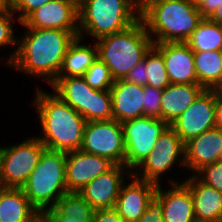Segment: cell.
<instances>
[{
    "mask_svg": "<svg viewBox=\"0 0 222 222\" xmlns=\"http://www.w3.org/2000/svg\"><path fill=\"white\" fill-rule=\"evenodd\" d=\"M27 29L17 40L16 50L7 59V66L27 73L32 77H43L51 85L57 78L69 45L79 31L62 29Z\"/></svg>",
    "mask_w": 222,
    "mask_h": 222,
    "instance_id": "1",
    "label": "cell"
},
{
    "mask_svg": "<svg viewBox=\"0 0 222 222\" xmlns=\"http://www.w3.org/2000/svg\"><path fill=\"white\" fill-rule=\"evenodd\" d=\"M54 93L75 109L87 122L112 120L110 90H96L81 77H57Z\"/></svg>",
    "mask_w": 222,
    "mask_h": 222,
    "instance_id": "7",
    "label": "cell"
},
{
    "mask_svg": "<svg viewBox=\"0 0 222 222\" xmlns=\"http://www.w3.org/2000/svg\"><path fill=\"white\" fill-rule=\"evenodd\" d=\"M81 40L82 38L76 37L69 45L57 77H81L98 59L96 43L90 47L91 45H80Z\"/></svg>",
    "mask_w": 222,
    "mask_h": 222,
    "instance_id": "24",
    "label": "cell"
},
{
    "mask_svg": "<svg viewBox=\"0 0 222 222\" xmlns=\"http://www.w3.org/2000/svg\"><path fill=\"white\" fill-rule=\"evenodd\" d=\"M3 148V182L7 188H22L39 163L45 145L38 138Z\"/></svg>",
    "mask_w": 222,
    "mask_h": 222,
    "instance_id": "11",
    "label": "cell"
},
{
    "mask_svg": "<svg viewBox=\"0 0 222 222\" xmlns=\"http://www.w3.org/2000/svg\"><path fill=\"white\" fill-rule=\"evenodd\" d=\"M216 90H204L170 127L185 144L215 127Z\"/></svg>",
    "mask_w": 222,
    "mask_h": 222,
    "instance_id": "12",
    "label": "cell"
},
{
    "mask_svg": "<svg viewBox=\"0 0 222 222\" xmlns=\"http://www.w3.org/2000/svg\"><path fill=\"white\" fill-rule=\"evenodd\" d=\"M183 183L190 189L196 222H222V193L194 174Z\"/></svg>",
    "mask_w": 222,
    "mask_h": 222,
    "instance_id": "21",
    "label": "cell"
},
{
    "mask_svg": "<svg viewBox=\"0 0 222 222\" xmlns=\"http://www.w3.org/2000/svg\"><path fill=\"white\" fill-rule=\"evenodd\" d=\"M127 171L129 172H126ZM132 172L124 165H114L106 173L97 176L78 193L96 209L114 208L120 189L125 181L124 175Z\"/></svg>",
    "mask_w": 222,
    "mask_h": 222,
    "instance_id": "15",
    "label": "cell"
},
{
    "mask_svg": "<svg viewBox=\"0 0 222 222\" xmlns=\"http://www.w3.org/2000/svg\"><path fill=\"white\" fill-rule=\"evenodd\" d=\"M193 53L198 84L205 90H222V51Z\"/></svg>",
    "mask_w": 222,
    "mask_h": 222,
    "instance_id": "25",
    "label": "cell"
},
{
    "mask_svg": "<svg viewBox=\"0 0 222 222\" xmlns=\"http://www.w3.org/2000/svg\"><path fill=\"white\" fill-rule=\"evenodd\" d=\"M95 43L98 58L109 68L114 80L124 79L153 45L141 20L122 32L98 38Z\"/></svg>",
    "mask_w": 222,
    "mask_h": 222,
    "instance_id": "4",
    "label": "cell"
},
{
    "mask_svg": "<svg viewBox=\"0 0 222 222\" xmlns=\"http://www.w3.org/2000/svg\"><path fill=\"white\" fill-rule=\"evenodd\" d=\"M139 10L153 43L185 42L203 20L196 4L186 0L139 3Z\"/></svg>",
    "mask_w": 222,
    "mask_h": 222,
    "instance_id": "3",
    "label": "cell"
},
{
    "mask_svg": "<svg viewBox=\"0 0 222 222\" xmlns=\"http://www.w3.org/2000/svg\"><path fill=\"white\" fill-rule=\"evenodd\" d=\"M65 169V152L47 148L43 151L39 163L22 187L30 204L38 212L54 208L57 201L68 192Z\"/></svg>",
    "mask_w": 222,
    "mask_h": 222,
    "instance_id": "6",
    "label": "cell"
},
{
    "mask_svg": "<svg viewBox=\"0 0 222 222\" xmlns=\"http://www.w3.org/2000/svg\"><path fill=\"white\" fill-rule=\"evenodd\" d=\"M28 222H48V221L47 218L41 212H37Z\"/></svg>",
    "mask_w": 222,
    "mask_h": 222,
    "instance_id": "41",
    "label": "cell"
},
{
    "mask_svg": "<svg viewBox=\"0 0 222 222\" xmlns=\"http://www.w3.org/2000/svg\"><path fill=\"white\" fill-rule=\"evenodd\" d=\"M171 189L164 192L157 185L155 197L162 206L164 222H196L194 215V202L190 189L183 183L170 181Z\"/></svg>",
    "mask_w": 222,
    "mask_h": 222,
    "instance_id": "18",
    "label": "cell"
},
{
    "mask_svg": "<svg viewBox=\"0 0 222 222\" xmlns=\"http://www.w3.org/2000/svg\"><path fill=\"white\" fill-rule=\"evenodd\" d=\"M161 0H139V3H156Z\"/></svg>",
    "mask_w": 222,
    "mask_h": 222,
    "instance_id": "45",
    "label": "cell"
},
{
    "mask_svg": "<svg viewBox=\"0 0 222 222\" xmlns=\"http://www.w3.org/2000/svg\"><path fill=\"white\" fill-rule=\"evenodd\" d=\"M78 10L89 0H69Z\"/></svg>",
    "mask_w": 222,
    "mask_h": 222,
    "instance_id": "44",
    "label": "cell"
},
{
    "mask_svg": "<svg viewBox=\"0 0 222 222\" xmlns=\"http://www.w3.org/2000/svg\"><path fill=\"white\" fill-rule=\"evenodd\" d=\"M185 167L197 172L202 167L222 160V130L212 128L184 144Z\"/></svg>",
    "mask_w": 222,
    "mask_h": 222,
    "instance_id": "19",
    "label": "cell"
},
{
    "mask_svg": "<svg viewBox=\"0 0 222 222\" xmlns=\"http://www.w3.org/2000/svg\"><path fill=\"white\" fill-rule=\"evenodd\" d=\"M80 150L125 166L126 149L121 123L114 119L87 122Z\"/></svg>",
    "mask_w": 222,
    "mask_h": 222,
    "instance_id": "9",
    "label": "cell"
},
{
    "mask_svg": "<svg viewBox=\"0 0 222 222\" xmlns=\"http://www.w3.org/2000/svg\"><path fill=\"white\" fill-rule=\"evenodd\" d=\"M184 143L177 133L169 127L156 141L153 150L135 168L132 174L141 180L161 185L159 182L165 172L172 168L180 160V165L185 166ZM180 158V159H179ZM140 169V170H139ZM141 172H139V171ZM139 172V173H137Z\"/></svg>",
    "mask_w": 222,
    "mask_h": 222,
    "instance_id": "10",
    "label": "cell"
},
{
    "mask_svg": "<svg viewBox=\"0 0 222 222\" xmlns=\"http://www.w3.org/2000/svg\"><path fill=\"white\" fill-rule=\"evenodd\" d=\"M55 208L63 216L77 221H92L94 209L78 192H67L57 201Z\"/></svg>",
    "mask_w": 222,
    "mask_h": 222,
    "instance_id": "27",
    "label": "cell"
},
{
    "mask_svg": "<svg viewBox=\"0 0 222 222\" xmlns=\"http://www.w3.org/2000/svg\"><path fill=\"white\" fill-rule=\"evenodd\" d=\"M14 15L11 10L0 12V47L8 46V44L15 46L17 43L12 26Z\"/></svg>",
    "mask_w": 222,
    "mask_h": 222,
    "instance_id": "32",
    "label": "cell"
},
{
    "mask_svg": "<svg viewBox=\"0 0 222 222\" xmlns=\"http://www.w3.org/2000/svg\"><path fill=\"white\" fill-rule=\"evenodd\" d=\"M113 119L124 121L143 117L144 87L125 81L115 80L110 88Z\"/></svg>",
    "mask_w": 222,
    "mask_h": 222,
    "instance_id": "20",
    "label": "cell"
},
{
    "mask_svg": "<svg viewBox=\"0 0 222 222\" xmlns=\"http://www.w3.org/2000/svg\"><path fill=\"white\" fill-rule=\"evenodd\" d=\"M221 2L222 0H199L196 6L203 18H209Z\"/></svg>",
    "mask_w": 222,
    "mask_h": 222,
    "instance_id": "37",
    "label": "cell"
},
{
    "mask_svg": "<svg viewBox=\"0 0 222 222\" xmlns=\"http://www.w3.org/2000/svg\"><path fill=\"white\" fill-rule=\"evenodd\" d=\"M162 53L171 84H198L194 53L185 42L153 43Z\"/></svg>",
    "mask_w": 222,
    "mask_h": 222,
    "instance_id": "16",
    "label": "cell"
},
{
    "mask_svg": "<svg viewBox=\"0 0 222 222\" xmlns=\"http://www.w3.org/2000/svg\"><path fill=\"white\" fill-rule=\"evenodd\" d=\"M91 222H124L115 208L96 209Z\"/></svg>",
    "mask_w": 222,
    "mask_h": 222,
    "instance_id": "36",
    "label": "cell"
},
{
    "mask_svg": "<svg viewBox=\"0 0 222 222\" xmlns=\"http://www.w3.org/2000/svg\"><path fill=\"white\" fill-rule=\"evenodd\" d=\"M33 105L37 108L43 135L37 138L47 149L62 152L80 150L87 121L54 91L37 88Z\"/></svg>",
    "mask_w": 222,
    "mask_h": 222,
    "instance_id": "2",
    "label": "cell"
},
{
    "mask_svg": "<svg viewBox=\"0 0 222 222\" xmlns=\"http://www.w3.org/2000/svg\"><path fill=\"white\" fill-rule=\"evenodd\" d=\"M49 1L50 0H11V11L14 14L16 12L19 13L17 21L21 23L31 12Z\"/></svg>",
    "mask_w": 222,
    "mask_h": 222,
    "instance_id": "33",
    "label": "cell"
},
{
    "mask_svg": "<svg viewBox=\"0 0 222 222\" xmlns=\"http://www.w3.org/2000/svg\"><path fill=\"white\" fill-rule=\"evenodd\" d=\"M147 86L163 90L170 85L162 53L152 45L145 54Z\"/></svg>",
    "mask_w": 222,
    "mask_h": 222,
    "instance_id": "28",
    "label": "cell"
},
{
    "mask_svg": "<svg viewBox=\"0 0 222 222\" xmlns=\"http://www.w3.org/2000/svg\"><path fill=\"white\" fill-rule=\"evenodd\" d=\"M163 90L144 86L143 116L161 119V101Z\"/></svg>",
    "mask_w": 222,
    "mask_h": 222,
    "instance_id": "30",
    "label": "cell"
},
{
    "mask_svg": "<svg viewBox=\"0 0 222 222\" xmlns=\"http://www.w3.org/2000/svg\"><path fill=\"white\" fill-rule=\"evenodd\" d=\"M137 222H164L161 203L155 196Z\"/></svg>",
    "mask_w": 222,
    "mask_h": 222,
    "instance_id": "34",
    "label": "cell"
},
{
    "mask_svg": "<svg viewBox=\"0 0 222 222\" xmlns=\"http://www.w3.org/2000/svg\"><path fill=\"white\" fill-rule=\"evenodd\" d=\"M205 89L199 84H170L163 89L161 119L172 124Z\"/></svg>",
    "mask_w": 222,
    "mask_h": 222,
    "instance_id": "22",
    "label": "cell"
},
{
    "mask_svg": "<svg viewBox=\"0 0 222 222\" xmlns=\"http://www.w3.org/2000/svg\"><path fill=\"white\" fill-rule=\"evenodd\" d=\"M114 165L108 158L88 154L81 150L67 152L65 169L67 191L79 192Z\"/></svg>",
    "mask_w": 222,
    "mask_h": 222,
    "instance_id": "13",
    "label": "cell"
},
{
    "mask_svg": "<svg viewBox=\"0 0 222 222\" xmlns=\"http://www.w3.org/2000/svg\"><path fill=\"white\" fill-rule=\"evenodd\" d=\"M186 1H190L196 4L199 0H186Z\"/></svg>",
    "mask_w": 222,
    "mask_h": 222,
    "instance_id": "46",
    "label": "cell"
},
{
    "mask_svg": "<svg viewBox=\"0 0 222 222\" xmlns=\"http://www.w3.org/2000/svg\"><path fill=\"white\" fill-rule=\"evenodd\" d=\"M130 179L129 184L123 183L114 208L124 222H137L155 196L157 185L136 178L133 174Z\"/></svg>",
    "mask_w": 222,
    "mask_h": 222,
    "instance_id": "17",
    "label": "cell"
},
{
    "mask_svg": "<svg viewBox=\"0 0 222 222\" xmlns=\"http://www.w3.org/2000/svg\"><path fill=\"white\" fill-rule=\"evenodd\" d=\"M215 128L222 130V90H216Z\"/></svg>",
    "mask_w": 222,
    "mask_h": 222,
    "instance_id": "39",
    "label": "cell"
},
{
    "mask_svg": "<svg viewBox=\"0 0 222 222\" xmlns=\"http://www.w3.org/2000/svg\"><path fill=\"white\" fill-rule=\"evenodd\" d=\"M185 43L193 52L222 51V27L203 18Z\"/></svg>",
    "mask_w": 222,
    "mask_h": 222,
    "instance_id": "26",
    "label": "cell"
},
{
    "mask_svg": "<svg viewBox=\"0 0 222 222\" xmlns=\"http://www.w3.org/2000/svg\"><path fill=\"white\" fill-rule=\"evenodd\" d=\"M208 19L222 27V2Z\"/></svg>",
    "mask_w": 222,
    "mask_h": 222,
    "instance_id": "40",
    "label": "cell"
},
{
    "mask_svg": "<svg viewBox=\"0 0 222 222\" xmlns=\"http://www.w3.org/2000/svg\"><path fill=\"white\" fill-rule=\"evenodd\" d=\"M48 222H80L71 217L63 216L55 207L41 211Z\"/></svg>",
    "mask_w": 222,
    "mask_h": 222,
    "instance_id": "38",
    "label": "cell"
},
{
    "mask_svg": "<svg viewBox=\"0 0 222 222\" xmlns=\"http://www.w3.org/2000/svg\"><path fill=\"white\" fill-rule=\"evenodd\" d=\"M125 142V166L131 171L148 156L170 124L162 119L140 117L121 123ZM134 169V170H133Z\"/></svg>",
    "mask_w": 222,
    "mask_h": 222,
    "instance_id": "8",
    "label": "cell"
},
{
    "mask_svg": "<svg viewBox=\"0 0 222 222\" xmlns=\"http://www.w3.org/2000/svg\"><path fill=\"white\" fill-rule=\"evenodd\" d=\"M124 80L143 87L147 85L148 78H146L145 55L143 60L128 72Z\"/></svg>",
    "mask_w": 222,
    "mask_h": 222,
    "instance_id": "35",
    "label": "cell"
},
{
    "mask_svg": "<svg viewBox=\"0 0 222 222\" xmlns=\"http://www.w3.org/2000/svg\"><path fill=\"white\" fill-rule=\"evenodd\" d=\"M11 10V0H0V12Z\"/></svg>",
    "mask_w": 222,
    "mask_h": 222,
    "instance_id": "42",
    "label": "cell"
},
{
    "mask_svg": "<svg viewBox=\"0 0 222 222\" xmlns=\"http://www.w3.org/2000/svg\"><path fill=\"white\" fill-rule=\"evenodd\" d=\"M2 164H3V148L0 147V188H4Z\"/></svg>",
    "mask_w": 222,
    "mask_h": 222,
    "instance_id": "43",
    "label": "cell"
},
{
    "mask_svg": "<svg viewBox=\"0 0 222 222\" xmlns=\"http://www.w3.org/2000/svg\"><path fill=\"white\" fill-rule=\"evenodd\" d=\"M25 28L79 31L78 9L69 0H50L22 22Z\"/></svg>",
    "mask_w": 222,
    "mask_h": 222,
    "instance_id": "14",
    "label": "cell"
},
{
    "mask_svg": "<svg viewBox=\"0 0 222 222\" xmlns=\"http://www.w3.org/2000/svg\"><path fill=\"white\" fill-rule=\"evenodd\" d=\"M37 212L22 188H0V222H28Z\"/></svg>",
    "mask_w": 222,
    "mask_h": 222,
    "instance_id": "23",
    "label": "cell"
},
{
    "mask_svg": "<svg viewBox=\"0 0 222 222\" xmlns=\"http://www.w3.org/2000/svg\"><path fill=\"white\" fill-rule=\"evenodd\" d=\"M194 174L201 182L222 193V160L206 165Z\"/></svg>",
    "mask_w": 222,
    "mask_h": 222,
    "instance_id": "31",
    "label": "cell"
},
{
    "mask_svg": "<svg viewBox=\"0 0 222 222\" xmlns=\"http://www.w3.org/2000/svg\"><path fill=\"white\" fill-rule=\"evenodd\" d=\"M140 20L139 0H89L78 10V37L122 32Z\"/></svg>",
    "mask_w": 222,
    "mask_h": 222,
    "instance_id": "5",
    "label": "cell"
},
{
    "mask_svg": "<svg viewBox=\"0 0 222 222\" xmlns=\"http://www.w3.org/2000/svg\"><path fill=\"white\" fill-rule=\"evenodd\" d=\"M82 77L90 87L96 90H110L115 81L109 68L99 58L87 69Z\"/></svg>",
    "mask_w": 222,
    "mask_h": 222,
    "instance_id": "29",
    "label": "cell"
}]
</instances>
